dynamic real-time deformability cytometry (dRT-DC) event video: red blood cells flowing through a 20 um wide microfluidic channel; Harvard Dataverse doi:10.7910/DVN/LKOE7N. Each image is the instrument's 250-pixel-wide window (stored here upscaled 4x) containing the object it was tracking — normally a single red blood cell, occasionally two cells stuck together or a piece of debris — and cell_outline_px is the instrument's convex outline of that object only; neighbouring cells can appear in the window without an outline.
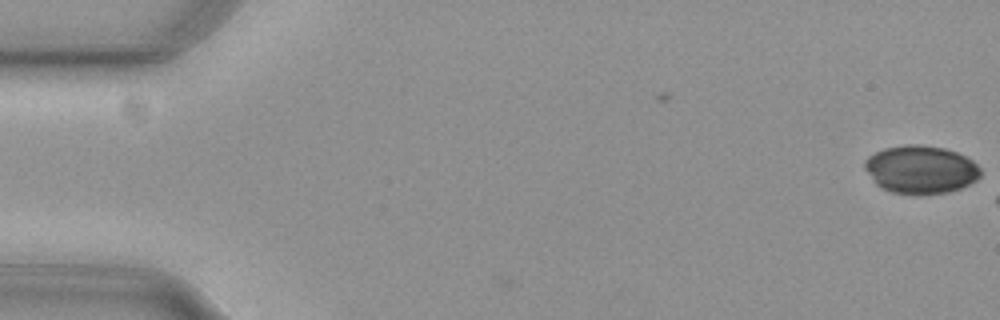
{"species": "common noctule bat (a hibernating species)", "species_latin": "Nyctalus noctula", "temperature_condition": "cold", "stored_images_in_passage": 6, "camera_frame_rate_fps": 3000, "um_per_image_px": 0.085, "animal": {"sex": "female", "body_mass_g": 29.2, "forearm_length_mm": 56.3}, "frame": {"image": 1, "passage_image": 6, "time_ms": 1.667, "image_size_px": [1000, 320], "cell_outline_px": [[980, 176], [976, 180], [960, 188], [948, 192], [892, 192], [880, 188], [872, 180], [864, 168], [864, 160], [868, 156], [884, 148], [904, 144], [920, 144], [944, 148], [956, 152], [972, 160], [980, 168]], "centroid_in_image_um": [78.23, 14.37], "position_along_channel_um": 6.8, "area_um2": 32.02}}